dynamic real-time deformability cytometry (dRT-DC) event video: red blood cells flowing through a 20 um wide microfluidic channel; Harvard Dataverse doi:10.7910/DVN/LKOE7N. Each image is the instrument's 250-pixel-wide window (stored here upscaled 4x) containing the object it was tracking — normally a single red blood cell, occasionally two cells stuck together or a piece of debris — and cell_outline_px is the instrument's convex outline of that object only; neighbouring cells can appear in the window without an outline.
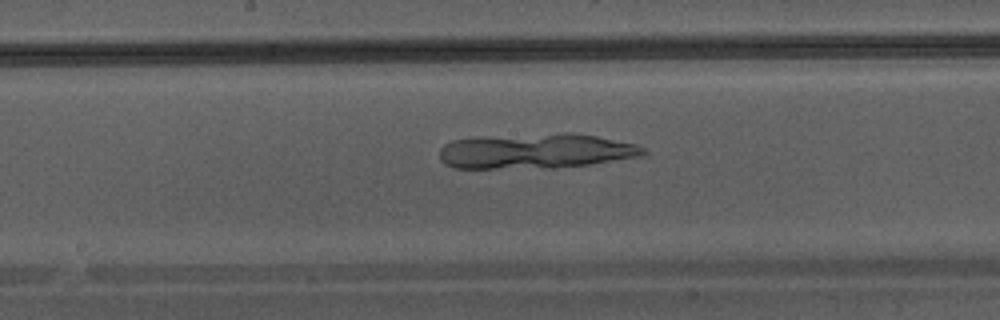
{"species": "Egyptian fruit bat (a non-hibernating species)", "species_latin": "Rousettus aegyptiacus", "temperature_condition": "warm", "stored_images_in_passage": 31, "camera_frame_rate_fps": 3000, "um_per_image_px": 0.085, "animal": {"sex": "male"}, "frame": {"image": 1, "passage_image": 10, "time_ms": 3.0, "image_size_px": [1000, 320], "cell_outline_px": [[648, 152], [640, 156], [588, 164], [552, 168], [456, 168], [444, 164], [440, 160], [440, 148], [444, 144], [452, 140], [472, 136], [564, 132], [572, 132], [596, 136], [636, 144], [644, 148]], "centroid_in_image_um": [45.47, 12.82], "position_along_channel_um": 202.7, "area_um2": 42.25}}
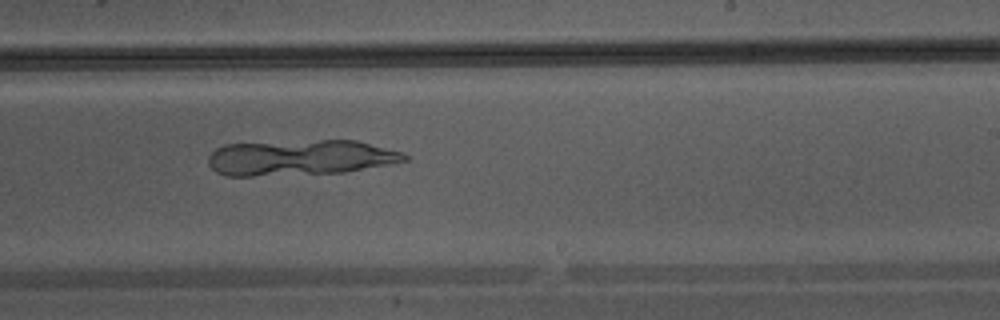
{"frame": {"image": 2, "passage_image": 14, "time_ms": 4.333, "image_size_px": [1000, 320], "cell_outline_px": [[408, 160], [388, 164], [344, 172], [252, 176], [224, 176], [216, 172], [208, 164], [208, 156], [216, 148], [224, 144], [320, 140], [356, 140], [400, 152], [408, 156]], "centroid_in_image_um": [25.45, 13.4], "position_along_channel_um": 263.6, "area_um2": 40.4}}